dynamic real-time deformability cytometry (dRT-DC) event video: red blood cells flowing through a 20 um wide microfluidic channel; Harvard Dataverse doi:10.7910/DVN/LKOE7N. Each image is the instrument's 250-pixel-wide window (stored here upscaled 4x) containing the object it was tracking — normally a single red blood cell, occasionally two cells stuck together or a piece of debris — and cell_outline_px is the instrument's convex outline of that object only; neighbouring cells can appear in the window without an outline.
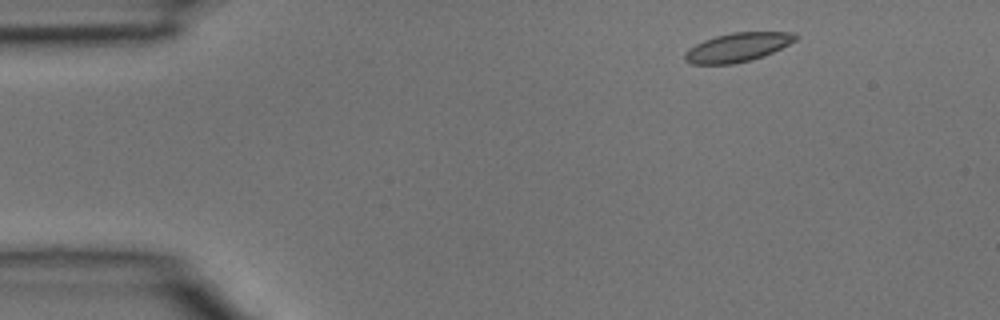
{"species": "common noctule bat (a hibernating species)", "species_latin": "Nyctalus noctula", "temperature_condition": "room temperature", "stored_images_in_passage": 3, "camera_frame_rate_fps": 3000, "um_per_image_px": 0.085, "animal": {"sex": "male", "body_mass_g": 15.6}, "frame": {"image": 1, "passage_image": 1, "time_ms": 0.0, "image_size_px": [1000, 320], "cell_outline_px": [[800, 36], [796, 40], [764, 56], [752, 60], [732, 64], [692, 64], [684, 60], [684, 52], [688, 48], [704, 40], [716, 36], [732, 32], [796, 32]], "centroid_in_image_um": [62.69, 4.02], "position_along_channel_um": 22.3, "area_um2": 18.73}}
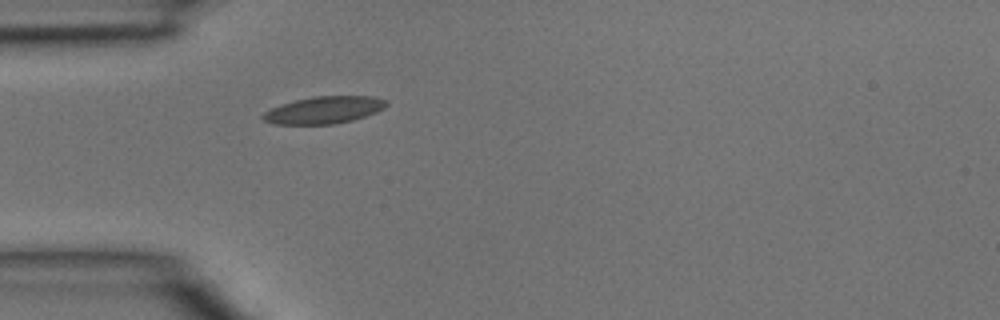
{"frame": {"image": 2, "passage_image": 3, "time_ms": 0.667, "image_size_px": [1000, 320], "cell_outline_px": [[388, 104], [384, 108], [376, 112], [352, 120], [336, 124], [276, 124], [264, 120], [260, 116], [264, 112], [280, 104], [312, 96], [376, 96], [388, 100]], "centroid_in_image_um": [27.56, 9.34], "position_along_channel_um": 57.4, "area_um2": 19.59}}